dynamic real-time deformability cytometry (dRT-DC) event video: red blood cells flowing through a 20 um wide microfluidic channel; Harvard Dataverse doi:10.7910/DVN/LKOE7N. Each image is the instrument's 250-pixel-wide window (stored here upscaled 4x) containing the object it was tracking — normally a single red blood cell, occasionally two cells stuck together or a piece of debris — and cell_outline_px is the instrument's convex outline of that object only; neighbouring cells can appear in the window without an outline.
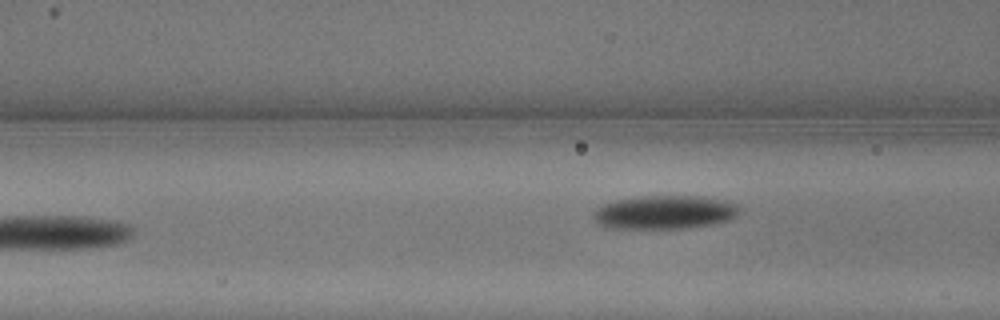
{"species": "common noctule bat (a hibernating species)", "species_latin": "Nyctalus noctula", "temperature_condition": "warm", "stored_images_in_passage": 6, "camera_frame_rate_fps": 3000, "um_per_image_px": 0.085, "animal": {"sex": "male", "body_mass_g": 13.3}, "frame": {"image": 1, "passage_image": 6, "time_ms": 1.667, "image_size_px": [1000, 320], "cell_outline_px": [[740, 212], [736, 216], [728, 220], [712, 224], [684, 228], [604, 228], [592, 216], [592, 212], [596, 208], [604, 204], [616, 200], [640, 196], [700, 196], [724, 200], [736, 204], [740, 208]], "centroid_in_image_um": [56.48, 18.04], "position_along_channel_um": 110.1, "area_um2": 28.61}}